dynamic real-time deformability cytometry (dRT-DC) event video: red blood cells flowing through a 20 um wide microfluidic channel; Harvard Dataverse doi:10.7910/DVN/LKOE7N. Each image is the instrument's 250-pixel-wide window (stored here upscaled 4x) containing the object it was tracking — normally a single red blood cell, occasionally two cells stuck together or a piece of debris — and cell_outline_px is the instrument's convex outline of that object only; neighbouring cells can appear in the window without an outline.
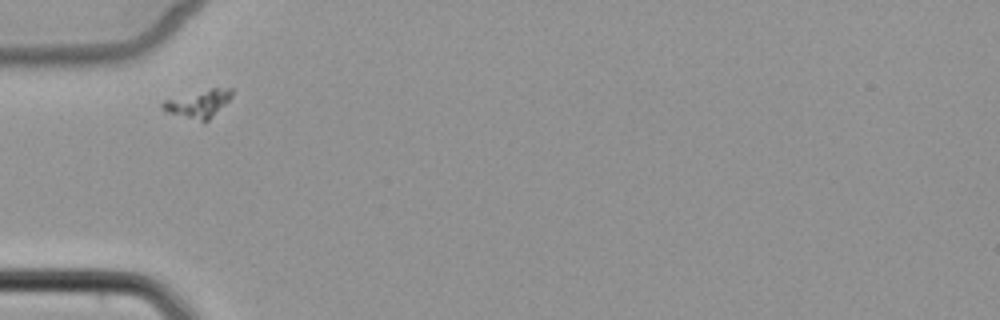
{"species": "common noctule bat (a hibernating species)", "species_latin": "Nyctalus noctula", "temperature_condition": "cold", "stored_images_in_passage": 6, "camera_frame_rate_fps": 3000, "um_per_image_px": 0.085, "animal": {"sex": "female", "body_mass_g": 22.7, "forearm_length_mm": 54.2}, "frame": {"image": 1, "passage_image": 1, "time_ms": 0.0, "image_size_px": [1000, 320], "cell_outline_px": [[232, 96], [204, 124], [168, 112], [160, 108], [160, 104], [164, 100], [212, 88], [232, 88]], "centroid_in_image_um": [16.83, 8.84], "position_along_channel_um": 68.2, "area_um2": 11.04}}
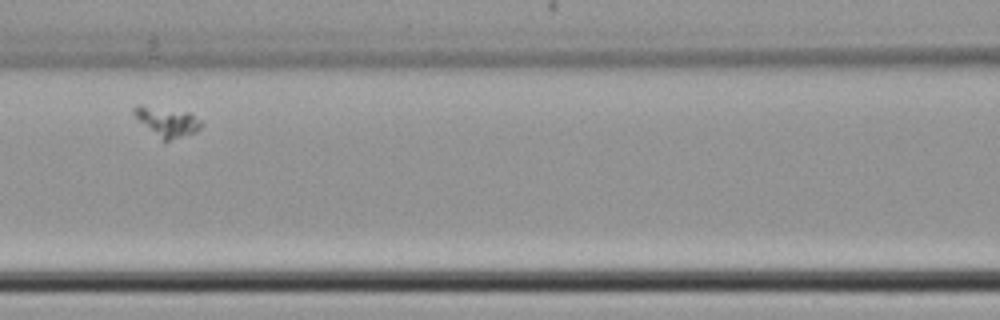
{"frame": {"image": 2, "passage_image": 3, "time_ms": 2.333, "image_size_px": [1000, 320], "cell_outline_px": [[204, 124], [196, 132], [168, 140], [164, 140], [140, 120], [132, 112], [132, 108], [136, 104], [140, 104], [188, 112], [200, 120]], "centroid_in_image_um": [14.22, 10.3], "position_along_channel_um": 152.4, "area_um2": 11.1}}
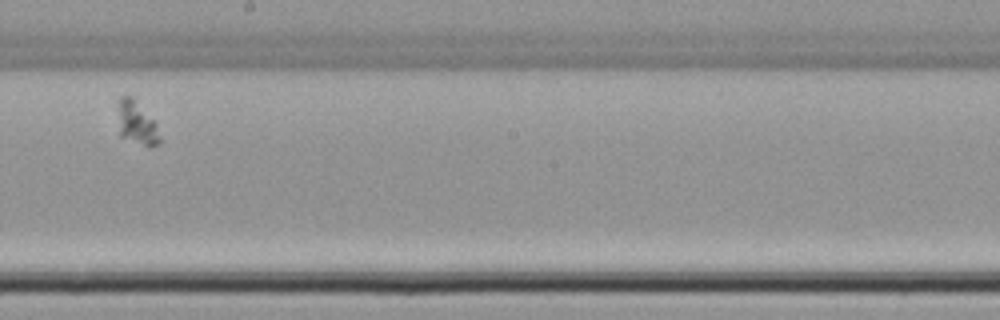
{"frame": {"image": 3, "passage_image": 5, "time_ms": 4.667, "image_size_px": [1000, 320], "cell_outline_px": [[160, 144], [152, 148], [148, 148], [120, 136], [116, 104], [120, 96], [132, 96], [156, 124], [160, 136]], "centroid_in_image_um": [11.6, 10.48], "position_along_channel_um": 236.6, "area_um2": 10.87}}